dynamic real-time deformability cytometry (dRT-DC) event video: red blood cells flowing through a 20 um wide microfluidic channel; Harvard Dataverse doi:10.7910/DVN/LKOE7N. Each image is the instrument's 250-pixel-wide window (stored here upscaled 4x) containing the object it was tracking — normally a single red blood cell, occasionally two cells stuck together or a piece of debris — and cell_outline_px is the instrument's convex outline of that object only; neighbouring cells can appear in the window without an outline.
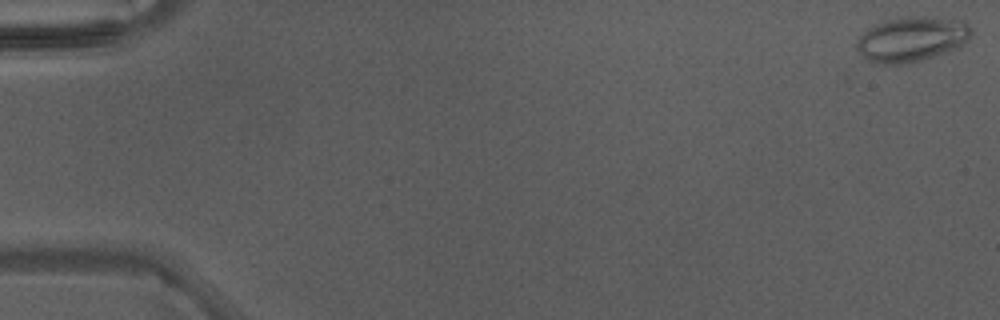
{"species": "Egyptian fruit bat (a non-hibernating species)", "species_latin": "Rousettus aegyptiacus", "temperature_condition": "warm", "stored_images_in_passage": 5, "camera_frame_rate_fps": 3000, "um_per_image_px": 0.085, "animal": {"sex": "male"}, "frame": {"image": 1, "passage_image": 1, "time_ms": 0.0, "image_size_px": [1000, 320], "cell_outline_px": [[972, 32], [968, 40], [944, 52], [920, 60], [900, 64], [876, 64], [868, 60], [856, 48], [856, 40], [868, 28], [876, 24], [888, 20], [908, 16], [964, 20], [972, 28]], "centroid_in_image_um": [77.46, 3.32], "position_along_channel_um": 7.5, "area_um2": 29.42}}